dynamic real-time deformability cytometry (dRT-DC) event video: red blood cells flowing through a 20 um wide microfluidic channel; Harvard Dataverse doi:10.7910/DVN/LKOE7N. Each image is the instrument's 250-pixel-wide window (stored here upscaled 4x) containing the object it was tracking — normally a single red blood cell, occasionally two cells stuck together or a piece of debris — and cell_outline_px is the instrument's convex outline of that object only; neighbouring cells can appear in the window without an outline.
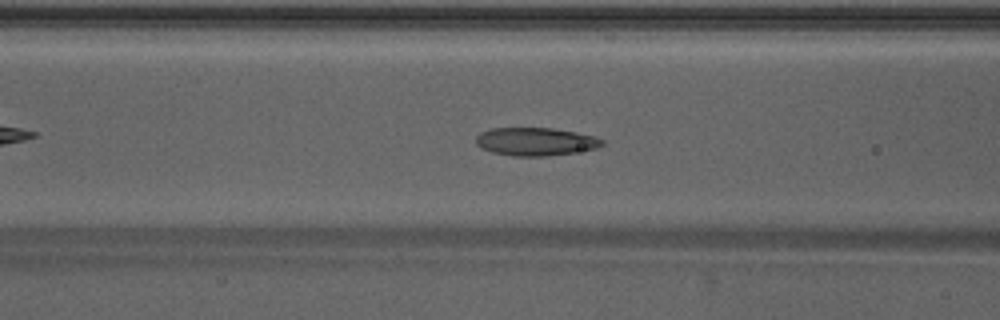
{"species": "Egyptian fruit bat (a non-hibernating species)", "species_latin": "Rousettus aegyptiacus", "temperature_condition": "warm", "stored_images_in_passage": 40, "camera_frame_rate_fps": 3000, "um_per_image_px": 0.085, "animal": {"sex": "male"}, "frame": {"image": 1, "passage_image": 11, "time_ms": 3.333, "image_size_px": [1000, 320], "cell_outline_px": [[604, 144], [596, 148], [572, 152], [544, 156], [512, 156], [492, 152], [480, 148], [476, 144], [476, 136], [480, 132], [488, 128], [552, 128], [576, 132], [592, 136], [604, 140]], "centroid_in_image_um": [45.46, 12.03], "position_along_channel_um": 121.1, "area_um2": 20.58}}
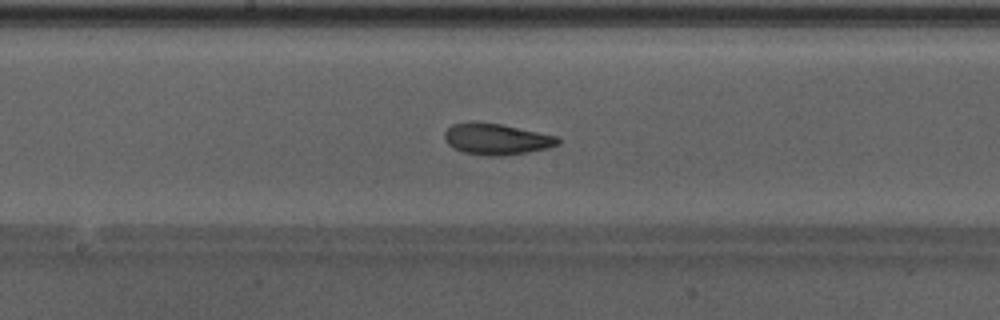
{"frame": {"image": 2, "passage_image": 17, "time_ms": 5.333, "image_size_px": [1000, 320], "cell_outline_px": [[560, 144], [548, 148], [528, 152], [504, 156], [484, 156], [464, 152], [452, 148], [444, 140], [444, 132], [452, 124], [472, 120], [500, 124], [560, 136]], "centroid_in_image_um": [42.19, 11.81], "position_along_channel_um": 206.0, "area_um2": 21.1}}
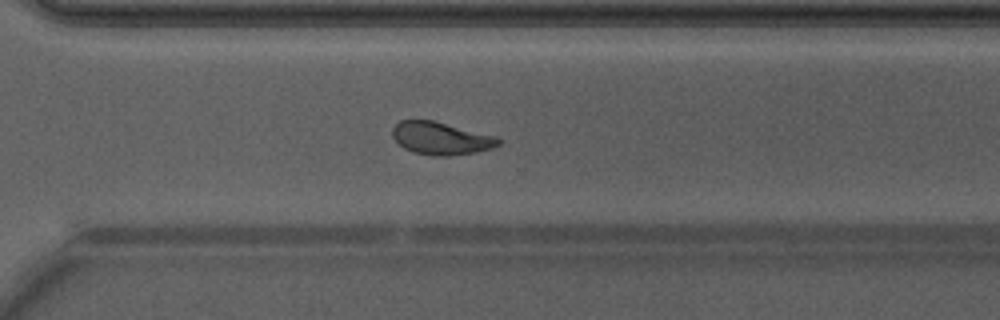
{"frame": {"image": 3, "passage_image": 26, "time_ms": 8.333, "image_size_px": [1000, 320], "cell_outline_px": [[500, 144], [492, 148], [476, 152], [448, 156], [432, 156], [412, 152], [404, 148], [392, 136], [392, 128], [400, 120], [432, 120], [496, 136], [500, 140]], "centroid_in_image_um": [37.47, 11.76], "position_along_channel_um": 333.1, "area_um2": 20.11}, "authors_computed_cell_mechanics": {"area_um2": 20.519, "velocity_mm_per_s": 4.2456, "shape_relaxation_time_tau1_ms": 5.6436, "shape_relaxation_time_tau2_ms": 1.5801, "deformation_change_tau1": 0.1551, "deformation_change_tau2": 0.0865}}